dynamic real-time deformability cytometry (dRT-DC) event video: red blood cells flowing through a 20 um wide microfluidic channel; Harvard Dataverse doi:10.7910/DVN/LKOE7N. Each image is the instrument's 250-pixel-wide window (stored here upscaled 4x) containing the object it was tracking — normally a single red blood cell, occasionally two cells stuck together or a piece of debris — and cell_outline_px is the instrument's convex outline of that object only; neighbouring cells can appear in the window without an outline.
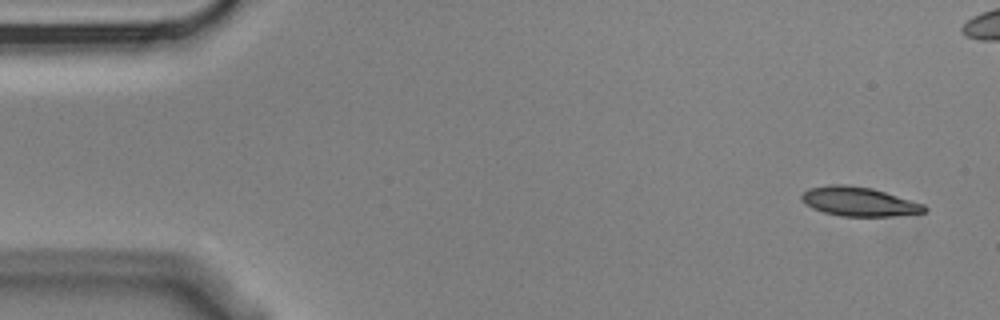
{"species": "Egyptian fruit bat (a non-hibernating species)", "species_latin": "Rousettus aegyptiacus", "temperature_condition": "cold", "stored_images_in_passage": 7, "camera_frame_rate_fps": 3000, "um_per_image_px": 0.085, "animal": {"sex": "male"}, "frame": {"image": 1, "passage_image": 1, "time_ms": 0.0, "image_size_px": [1000, 320], "cell_outline_px": [[928, 208], [924, 212], [892, 216], [840, 216], [824, 212], [812, 208], [804, 204], [800, 200], [800, 196], [808, 188], [828, 184], [844, 184], [872, 188], [924, 204]], "centroid_in_image_um": [72.95, 17.12], "position_along_channel_um": 12.0, "area_um2": 20.92}}
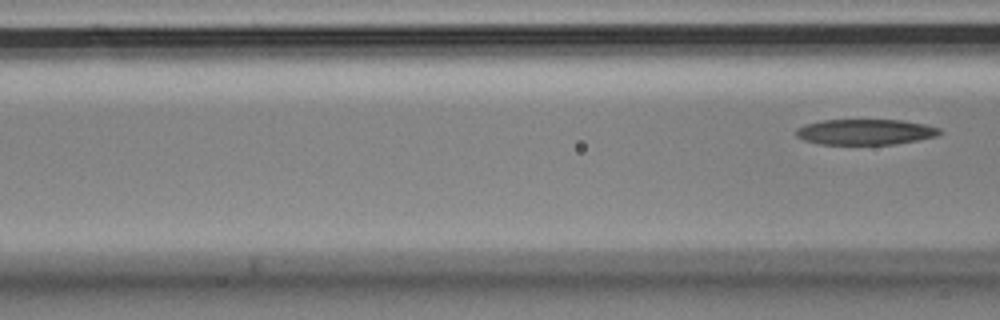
{"frame": {"image": 2, "passage_image": 7, "time_ms": 2.0, "image_size_px": [1000, 320], "cell_outline_px": [[944, 132], [936, 136], [896, 144], [820, 144], [804, 140], [796, 136], [796, 128], [804, 124], [820, 120], [900, 120], [924, 124], [940, 128]], "centroid_in_image_um": [73.53, 11.21], "position_along_channel_um": 93.1, "area_um2": 21.44}}